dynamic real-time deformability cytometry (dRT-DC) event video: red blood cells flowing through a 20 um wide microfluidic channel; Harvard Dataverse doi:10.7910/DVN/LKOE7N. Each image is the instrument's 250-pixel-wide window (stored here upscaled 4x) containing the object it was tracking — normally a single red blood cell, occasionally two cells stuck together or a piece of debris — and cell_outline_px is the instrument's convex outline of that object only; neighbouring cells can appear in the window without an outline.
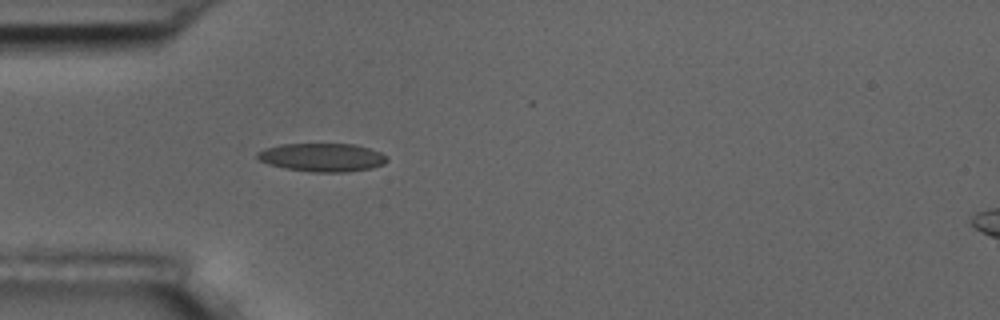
{"species": "common noctule bat (a hibernating species)", "species_latin": "Nyctalus noctula", "temperature_condition": "room temperature", "stored_images_in_passage": 3, "camera_frame_rate_fps": 3000, "um_per_image_px": 0.085, "animal": {"sex": "male", "body_mass_g": 17.5, "forearm_length_mm": 52.3}, "frame": {"image": 1, "passage_image": 3, "time_ms": 2.333, "image_size_px": [1000, 320], "cell_outline_px": [[388, 160], [384, 164], [372, 168], [344, 172], [312, 172], [284, 168], [268, 164], [260, 160], [256, 156], [256, 152], [264, 148], [280, 144], [352, 144], [368, 148], [380, 152], [388, 156]], "centroid_in_image_um": [27.37, 13.38], "position_along_channel_um": 57.6, "area_um2": 21.5}}